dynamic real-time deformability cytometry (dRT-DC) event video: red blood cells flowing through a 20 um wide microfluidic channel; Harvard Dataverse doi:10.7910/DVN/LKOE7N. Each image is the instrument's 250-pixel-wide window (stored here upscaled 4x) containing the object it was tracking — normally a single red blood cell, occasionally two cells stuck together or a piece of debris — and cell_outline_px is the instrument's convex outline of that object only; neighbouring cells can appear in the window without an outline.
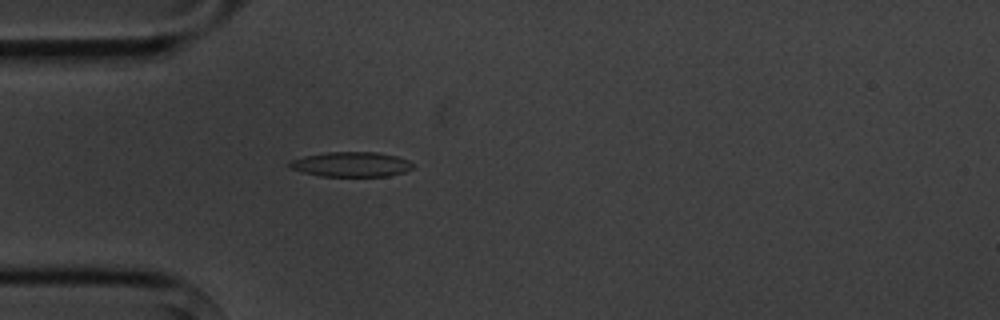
{"species": "common noctule bat (a hibernating species)", "species_latin": "Nyctalus noctula", "temperature_condition": "cold", "stored_images_in_passage": 4, "camera_frame_rate_fps": 3000, "um_per_image_px": 0.085, "animal": {"sex": "male", "body_mass_g": 20.1, "forearm_length_mm": 53.5}, "frame": {"image": 1, "passage_image": 4, "time_ms": 4.333, "image_size_px": [1000, 320], "cell_outline_px": [[416, 164], [412, 168], [404, 172], [388, 176], [320, 176], [288, 168], [284, 164], [292, 160], [304, 156], [328, 152], [376, 152], [396, 156], [408, 160]], "centroid_in_image_um": [29.83, 13.97], "position_along_channel_um": 55.2, "area_um2": 17.98}}